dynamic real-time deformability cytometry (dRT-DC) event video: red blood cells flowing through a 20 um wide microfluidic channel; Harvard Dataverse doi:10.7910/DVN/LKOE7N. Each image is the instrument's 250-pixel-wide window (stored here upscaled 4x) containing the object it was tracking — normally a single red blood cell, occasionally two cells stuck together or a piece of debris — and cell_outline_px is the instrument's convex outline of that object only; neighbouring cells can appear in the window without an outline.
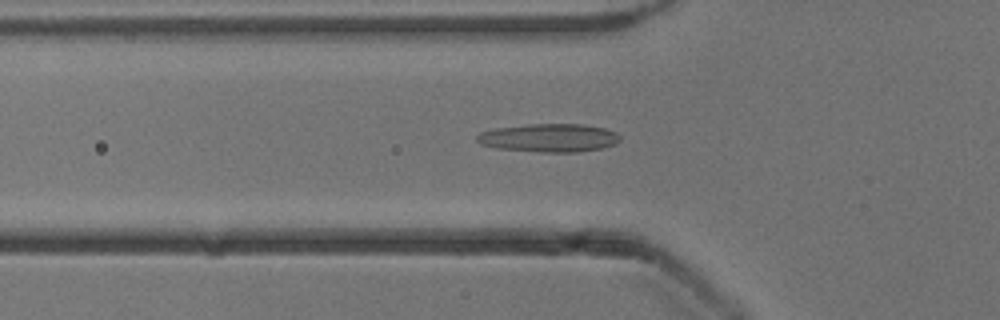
{"species": "common noctule bat (a hibernating species)", "species_latin": "Nyctalus noctula", "temperature_condition": "cold", "stored_images_in_passage": 43, "camera_frame_rate_fps": 3000, "um_per_image_px": 0.085, "animal": {"sex": "male", "body_mass_g": 13.3}, "frame": {"image": 1, "passage_image": 13, "time_ms": 4.0, "image_size_px": [1000, 320], "cell_outline_px": [[620, 140], [616, 144], [604, 148], [576, 152], [540, 152], [496, 148], [480, 144], [476, 140], [476, 136], [480, 132], [496, 128], [528, 124], [580, 124], [604, 128], [616, 132], [620, 136]], "centroid_in_image_um": [46.68, 11.72], "position_along_channel_um": 79.1, "area_um2": 23.7}}
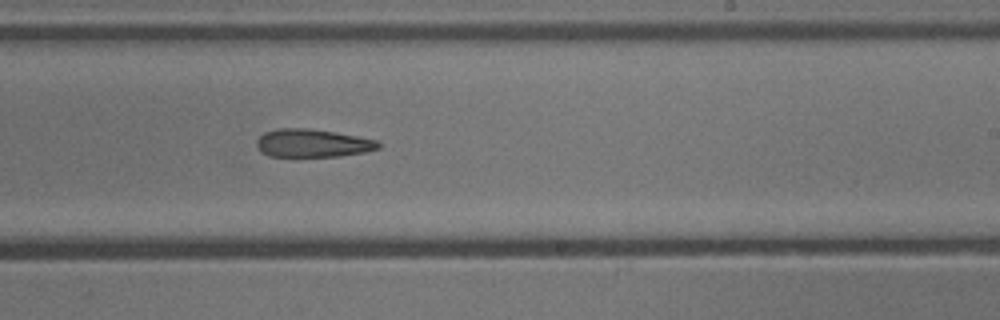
{"frame": {"image": 2, "passage_image": 27, "time_ms": 8.667, "image_size_px": [1000, 320], "cell_outline_px": [[380, 148], [364, 152], [340, 156], [268, 156], [256, 144], [256, 140], [264, 132], [276, 128], [308, 128], [356, 136], [376, 140], [380, 144]], "centroid_in_image_um": [26.55, 12.16], "position_along_channel_um": 262.4, "area_um2": 19.65}}
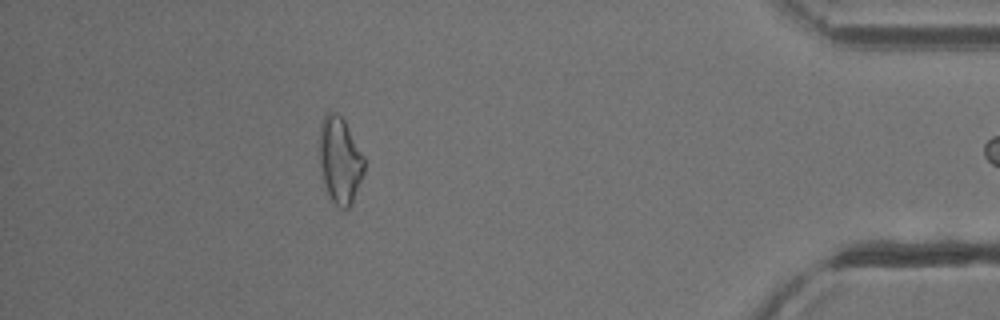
{"frame": {"image": 3, "passage_image": 42, "time_ms": 13.667, "image_size_px": [1000, 320], "cell_outline_px": [[364, 172], [352, 204], [348, 208], [340, 208], [332, 200], [324, 184], [320, 164], [320, 124], [324, 116], [328, 112], [336, 112], [344, 120], [364, 156]], "centroid_in_image_um": [28.9, 13.62], "position_along_channel_um": 406.3, "area_um2": 22.31}}